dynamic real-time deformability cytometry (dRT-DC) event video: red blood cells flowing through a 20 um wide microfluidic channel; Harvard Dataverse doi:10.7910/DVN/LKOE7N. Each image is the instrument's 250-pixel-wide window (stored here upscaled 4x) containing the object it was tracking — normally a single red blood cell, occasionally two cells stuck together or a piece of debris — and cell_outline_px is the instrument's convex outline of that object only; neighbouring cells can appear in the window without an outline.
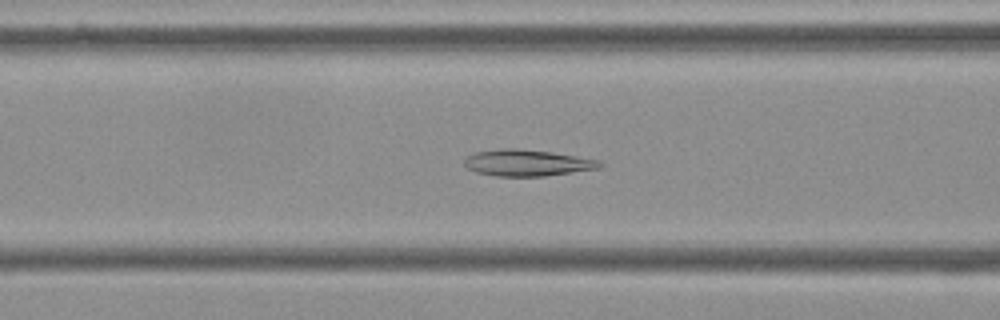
{"species": "Egyptian fruit bat (a non-hibernating species)", "species_latin": "Rousettus aegyptiacus", "temperature_condition": "cold", "stored_images_in_passage": 56, "camera_frame_rate_fps": 3000, "um_per_image_px": 0.085, "frame": {"image": 1, "passage_image": 22, "time_ms": 7.0, "image_size_px": [1000, 320], "cell_outline_px": [[604, 164], [600, 168], [544, 176], [496, 176], [476, 172], [468, 168], [464, 164], [464, 160], [472, 152], [500, 148], [516, 148], [552, 152], [600, 160]], "centroid_in_image_um": [44.8, 13.83], "position_along_channel_um": 121.8, "area_um2": 20.92}}
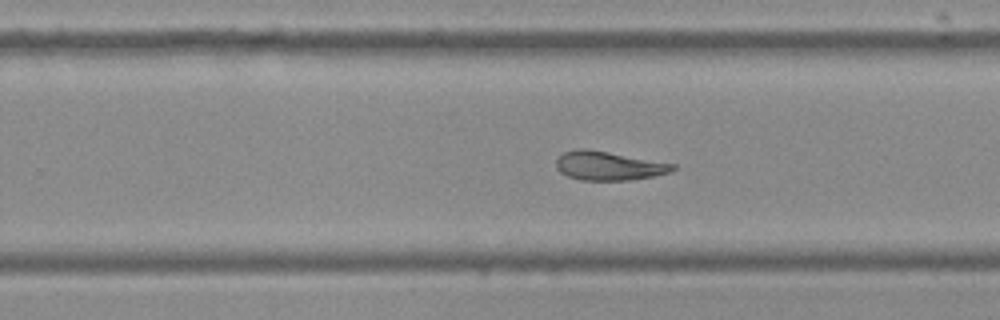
{"frame": {"image": 2, "passage_image": 35, "time_ms": 11.333, "image_size_px": [1000, 320], "cell_outline_px": [[676, 168], [672, 172], [652, 176], [628, 180], [580, 180], [568, 176], [560, 172], [556, 168], [556, 160], [564, 152], [576, 148], [588, 148], [676, 164]], "centroid_in_image_um": [51.73, 14.08], "position_along_channel_um": 278.1, "area_um2": 19.71}}
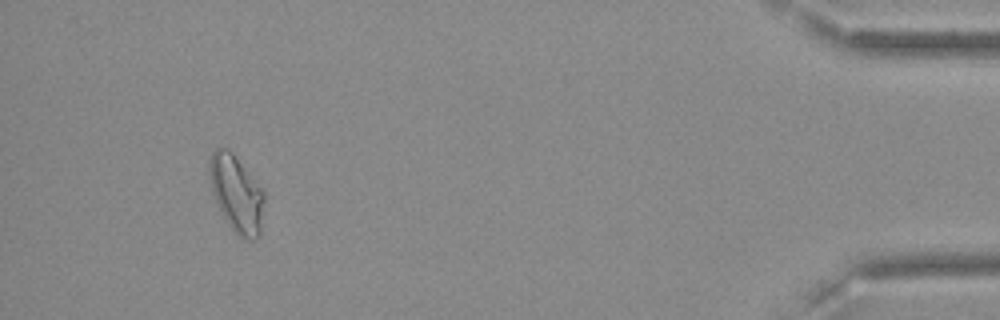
{"frame": {"image": 3, "passage_image": 52, "time_ms": 17.0, "image_size_px": [1000, 320], "cell_outline_px": [[264, 200], [260, 232], [256, 240], [244, 240], [236, 236], [232, 232], [216, 204], [212, 192], [208, 168], [208, 160], [212, 152], [216, 148], [228, 148], [232, 152], [264, 192]], "centroid_in_image_um": [20.07, 16.51], "position_along_channel_um": 415.1, "area_um2": 24.74}, "authors_computed_cell_mechanics": {"area_um2": 21.675, "velocity_mm_per_s": 3.6094, "shape_relaxation_time_tau1_ms": null, "shape_relaxation_time_tau2_ms": 3.063, "deformation_change_tau1": null, "deformation_change_tau2": 0.0767}}